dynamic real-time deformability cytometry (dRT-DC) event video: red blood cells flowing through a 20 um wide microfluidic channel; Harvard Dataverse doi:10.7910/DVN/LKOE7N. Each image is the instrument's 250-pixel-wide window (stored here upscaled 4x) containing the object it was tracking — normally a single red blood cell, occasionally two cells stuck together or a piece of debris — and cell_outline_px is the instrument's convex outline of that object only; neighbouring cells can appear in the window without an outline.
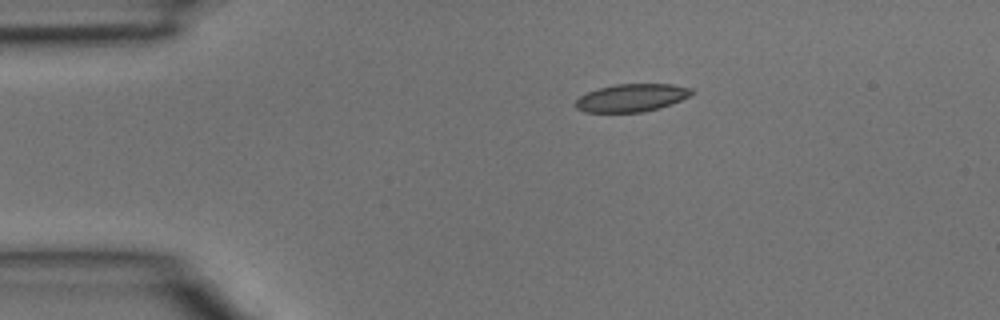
{"species": "common noctule bat (a hibernating species)", "species_latin": "Nyctalus noctula", "temperature_condition": "room temperature", "stored_images_in_passage": 2, "camera_frame_rate_fps": 3000, "um_per_image_px": 0.085, "animal": {"sex": "male", "body_mass_g": 15.6}, "frame": {"image": 1, "passage_image": 1, "time_ms": 0.0, "image_size_px": [1000, 320], "cell_outline_px": [[696, 92], [672, 104], [660, 108], [644, 112], [584, 112], [576, 108], [576, 100], [580, 96], [588, 92], [600, 88], [616, 84], [672, 84], [692, 88]], "centroid_in_image_um": [53.72, 8.31], "position_along_channel_um": 31.3, "area_um2": 18.79}}